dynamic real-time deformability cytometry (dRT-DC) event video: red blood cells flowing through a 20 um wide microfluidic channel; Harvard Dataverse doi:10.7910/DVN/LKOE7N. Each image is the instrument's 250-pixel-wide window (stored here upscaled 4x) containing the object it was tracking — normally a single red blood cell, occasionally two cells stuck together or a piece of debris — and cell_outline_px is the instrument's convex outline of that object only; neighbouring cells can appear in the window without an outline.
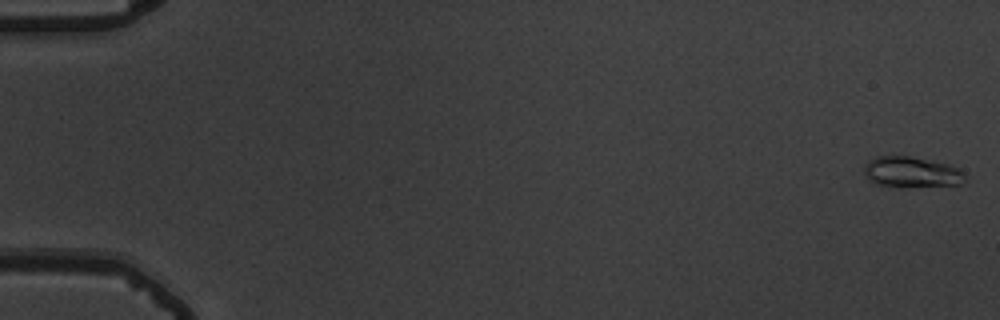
{"species": "common noctule bat (a hibernating species)", "species_latin": "Nyctalus noctula", "temperature_condition": "warm", "stored_images_in_passage": 56, "camera_frame_rate_fps": 3000, "um_per_image_px": 0.085, "animal": {"sex": "male", "body_mass_g": 19.5, "forearm_length_mm": 54.6}, "frame": {"image": 1, "passage_image": 1, "time_ms": 0.0, "image_size_px": [1000, 320], "cell_outline_px": [[964, 180], [960, 184], [900, 188], [880, 188], [868, 180], [864, 172], [864, 164], [868, 160], [876, 156], [908, 156], [948, 164], [960, 168], [964, 172]], "centroid_in_image_um": [77.4, 14.66], "position_along_channel_um": 7.6, "area_um2": 18.67}}
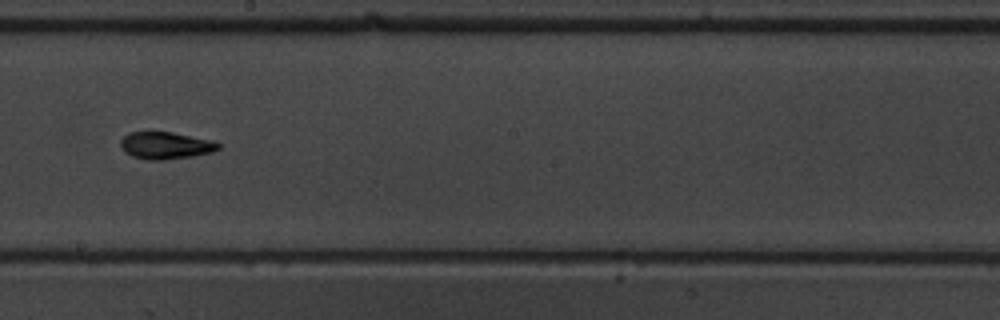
{"frame": {"image": 2, "passage_image": 33, "time_ms": 10.667, "image_size_px": [1000, 320], "cell_outline_px": [[220, 148], [212, 152], [192, 156], [164, 160], [148, 160], [132, 156], [124, 152], [120, 148], [120, 140], [128, 132], [152, 128], [212, 140], [220, 144]], "centroid_in_image_um": [14.0, 12.32], "position_along_channel_um": 234.2, "area_um2": 16.18}}
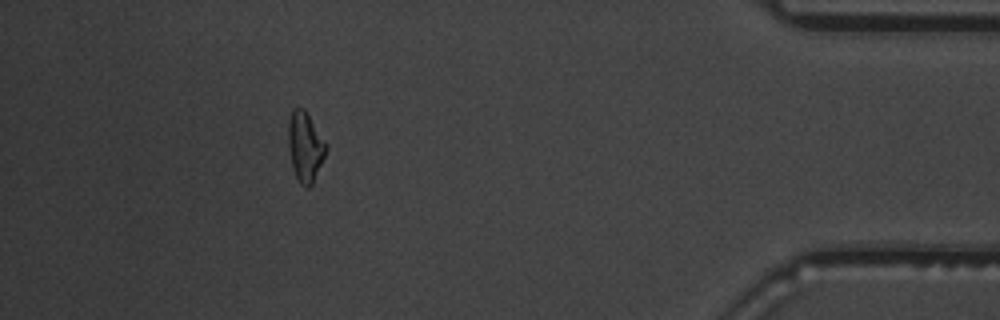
{"frame": {"image": 3, "passage_image": 51, "time_ms": 16.667, "image_size_px": [1000, 320], "cell_outline_px": [[328, 148], [312, 184], [308, 188], [300, 184], [292, 168], [288, 144], [288, 120], [292, 108], [304, 108], [324, 140]], "centroid_in_image_um": [25.92, 12.46], "position_along_channel_um": 409.3, "area_um2": 15.26}, "authors_computed_cell_mechanics": {"area_um2": 15.2592, "velocity_mm_per_s": 3.7045, "shape_relaxation_time_tau1_ms": 3.9212, "shape_relaxation_time_tau2_ms": null, "deformation_change_tau1": 0.1348, "deformation_change_tau2": null}}